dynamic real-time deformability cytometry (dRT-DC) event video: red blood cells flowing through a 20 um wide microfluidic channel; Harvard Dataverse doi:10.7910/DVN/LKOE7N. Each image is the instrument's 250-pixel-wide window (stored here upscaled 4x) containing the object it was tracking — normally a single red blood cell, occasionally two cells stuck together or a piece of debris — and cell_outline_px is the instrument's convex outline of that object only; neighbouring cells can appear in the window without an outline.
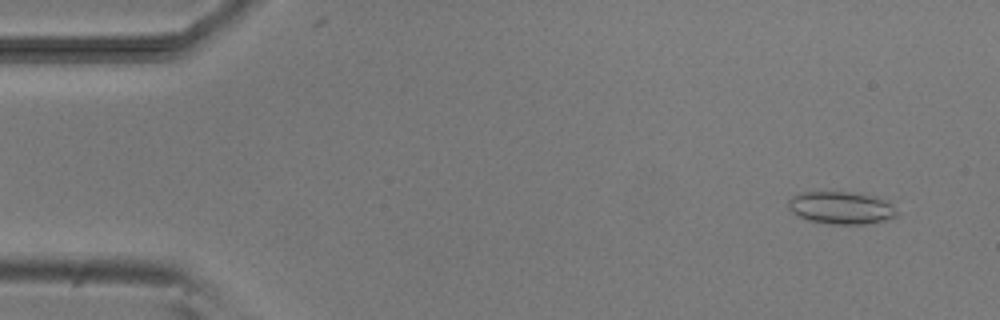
{"species": "common noctule bat (a hibernating species)", "species_latin": "Nyctalus noctula", "temperature_condition": "room temperature", "stored_images_in_passage": 53, "camera_frame_rate_fps": 3000, "um_per_image_px": 0.085, "animal": {"sex": "male", "body_mass_g": 20.5, "forearm_length_mm": 52.5}, "frame": {"image": 1, "passage_image": 4, "time_ms": 1.0, "image_size_px": [1000, 320], "cell_outline_px": [[896, 216], [888, 220], [864, 224], [832, 224], [808, 220], [792, 212], [788, 208], [788, 200], [792, 196], [800, 192], [852, 192], [876, 196], [888, 200], [892, 204], [896, 212]], "centroid_in_image_um": [71.51, 17.65], "position_along_channel_um": 13.5, "area_um2": 20.69}}
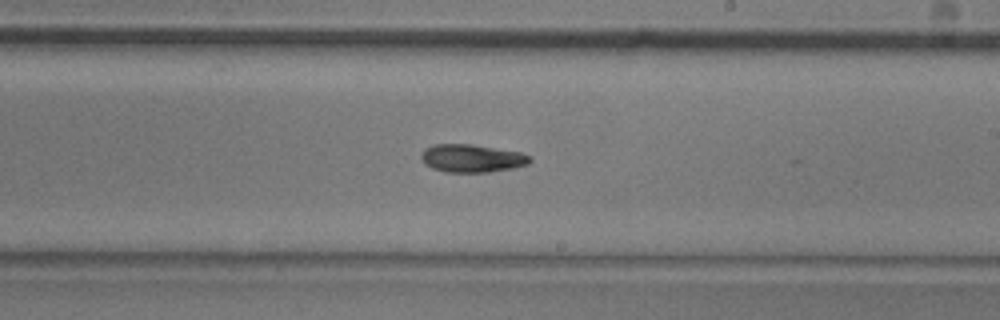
{"frame": {"image": 2, "passage_image": 31, "time_ms": 10.0, "image_size_px": [1000, 320], "cell_outline_px": [[532, 160], [528, 164], [512, 168], [488, 172], [444, 172], [432, 168], [424, 164], [420, 156], [424, 148], [432, 144], [472, 144], [520, 152], [532, 156]], "centroid_in_image_um": [40.09, 13.45], "position_along_channel_um": 248.9, "area_um2": 17.86}}
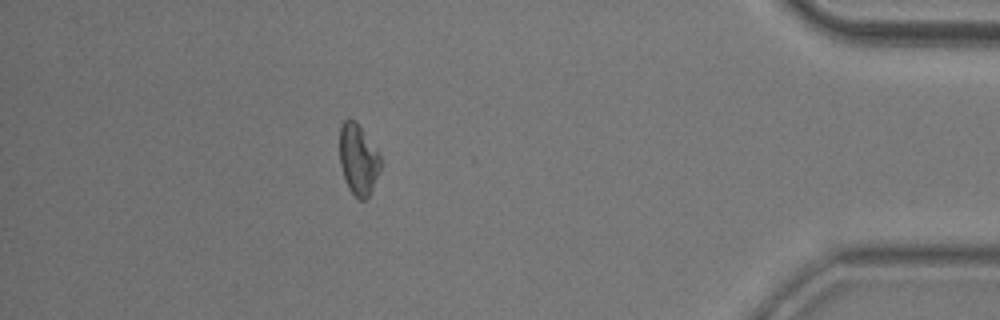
{"frame": {"image": 3, "passage_image": 47, "time_ms": 15.333, "image_size_px": [1000, 320], "cell_outline_px": [[380, 168], [368, 200], [360, 200], [348, 188], [340, 164], [340, 124], [348, 116], [356, 120], [376, 148], [380, 156]], "centroid_in_image_um": [30.44, 13.51], "position_along_channel_um": 404.8, "area_um2": 16.99}, "authors_computed_cell_mechanics": {"area_um2": 17.8602, "velocity_mm_per_s": 3.8011, "shape_relaxation_time_tau1_ms": null, "shape_relaxation_time_tau2_ms": 11.1779, "deformation_change_tau1": null, "deformation_change_tau2": 0.191}}